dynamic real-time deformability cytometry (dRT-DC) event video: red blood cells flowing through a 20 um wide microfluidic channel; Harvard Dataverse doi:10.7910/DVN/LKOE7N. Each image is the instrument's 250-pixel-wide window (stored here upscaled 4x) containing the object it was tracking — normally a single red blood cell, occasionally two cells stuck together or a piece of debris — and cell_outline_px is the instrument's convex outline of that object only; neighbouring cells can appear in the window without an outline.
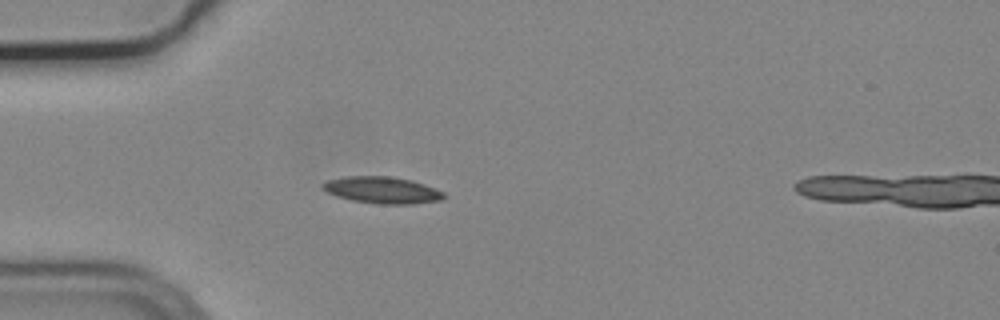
{"species": "common noctule bat (a hibernating species)", "species_latin": "Nyctalus noctula", "temperature_condition": "cold", "stored_images_in_passage": 2, "camera_frame_rate_fps": 3000, "um_per_image_px": 0.085, "animal": {"sex": "male", "body_mass_g": 19.2, "forearm_length_mm": 51.8}, "frame": {"image": 1, "passage_image": 1, "time_ms": 0.0, "image_size_px": [1000, 320], "cell_outline_px": [[448, 196], [440, 200], [412, 204], [380, 204], [352, 200], [336, 196], [320, 188], [320, 184], [328, 180], [344, 176], [392, 176], [412, 180], [424, 184], [444, 192]], "centroid_in_image_um": [32.48, 16.15], "position_along_channel_um": 52.5, "area_um2": 19.02}}